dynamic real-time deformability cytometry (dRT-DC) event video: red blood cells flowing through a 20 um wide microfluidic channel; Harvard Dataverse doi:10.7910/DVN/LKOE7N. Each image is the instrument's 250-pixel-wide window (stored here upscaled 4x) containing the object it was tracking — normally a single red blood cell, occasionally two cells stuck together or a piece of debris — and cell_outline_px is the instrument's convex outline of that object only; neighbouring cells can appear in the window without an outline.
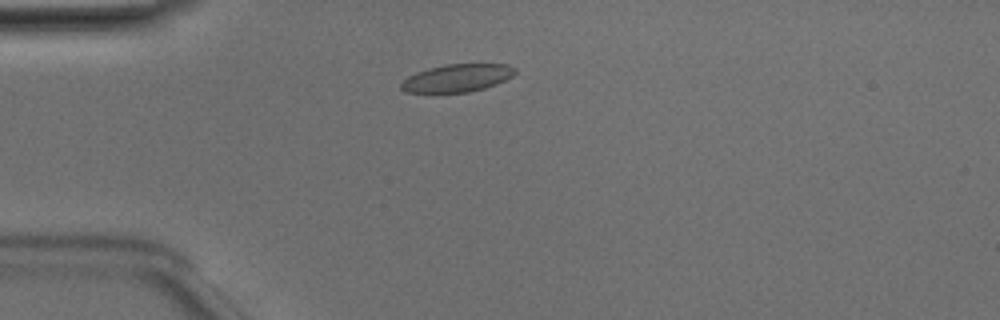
{"species": "Egyptian fruit bat (a non-hibernating species)", "species_latin": "Rousettus aegyptiacus", "temperature_condition": "room temperature", "stored_images_in_passage": 42, "camera_frame_rate_fps": 3000, "um_per_image_px": 0.085, "animal": {"sex": "male"}, "frame": {"image": 1, "passage_image": 5, "time_ms": 1.333, "image_size_px": [1000, 320], "cell_outline_px": [[516, 72], [512, 76], [496, 84], [484, 88], [468, 92], [404, 92], [400, 88], [400, 84], [408, 76], [416, 72], [428, 68], [444, 64], [508, 64], [516, 68]], "centroid_in_image_um": [38.85, 6.62], "position_along_channel_um": 46.2, "area_um2": 18.38}}
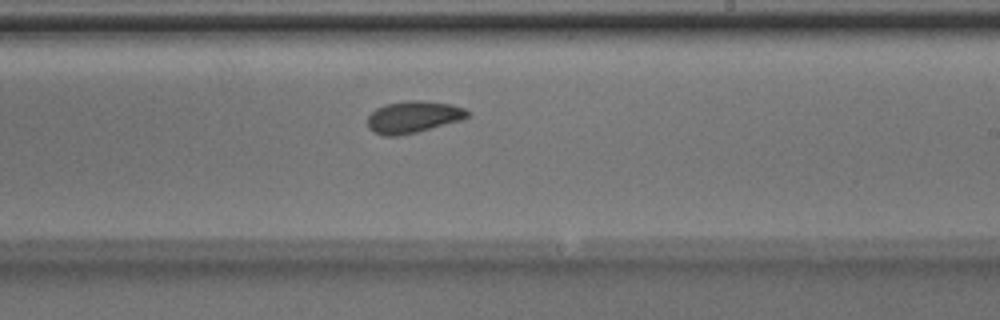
{"frame": {"image": 2, "passage_image": 22, "time_ms": 7.0, "image_size_px": [1000, 320], "cell_outline_px": [[472, 112], [464, 120], [416, 132], [396, 136], [384, 136], [372, 132], [368, 128], [368, 116], [376, 108], [384, 104], [408, 100], [416, 100], [452, 104], [464, 108]], "centroid_in_image_um": [35.14, 9.94], "position_along_channel_um": 253.9, "area_um2": 18.79}}
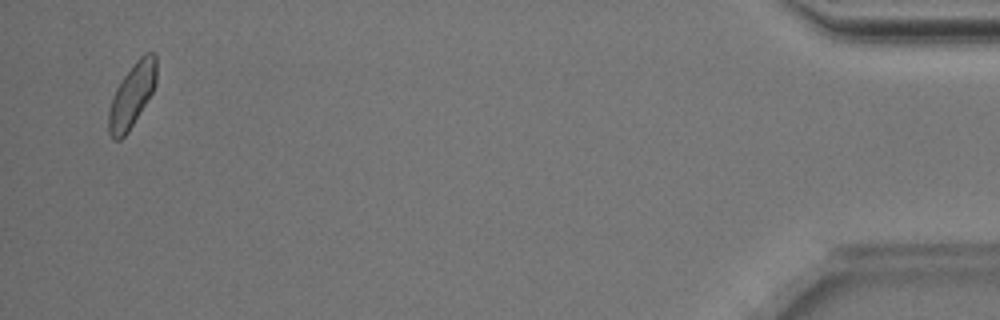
{"frame": {"image": 3, "passage_image": 41, "time_ms": 13.333, "image_size_px": [1000, 320], "cell_outline_px": [[156, 84], [152, 92], [128, 132], [120, 140], [112, 140], [108, 132], [108, 112], [112, 96], [116, 88], [124, 76], [136, 60], [144, 52], [156, 52]], "centroid_in_image_um": [11.2, 8.1], "position_along_channel_um": 424.0, "area_um2": 17.8}, "authors_computed_cell_mechanics": {"area_um2": 18.1203, "velocity_mm_per_s": 3.9935, "shape_relaxation_time_tau1_ms": 2.3671, "shape_relaxation_time_tau2_ms": 3.8149, "deformation_change_tau1": 0.1003, "deformation_change_tau2": 0.0932}}